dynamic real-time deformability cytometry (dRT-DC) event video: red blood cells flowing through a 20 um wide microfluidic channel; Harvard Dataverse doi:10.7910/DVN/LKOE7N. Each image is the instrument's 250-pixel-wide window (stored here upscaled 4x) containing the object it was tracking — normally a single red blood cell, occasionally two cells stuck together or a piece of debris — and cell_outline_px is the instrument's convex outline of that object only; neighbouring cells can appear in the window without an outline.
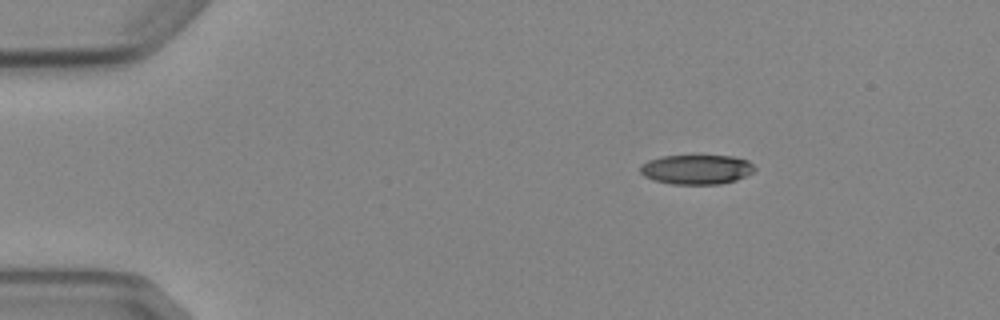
{"species": "Egyptian fruit bat (a non-hibernating species)", "species_latin": "Rousettus aegyptiacus", "temperature_condition": "cold", "stored_images_in_passage": 3, "camera_frame_rate_fps": 3000, "um_per_image_px": 0.085, "animal": {"sex": "female"}, "frame": {"image": 1, "passage_image": 1, "time_ms": 0.0, "image_size_px": [1000, 320], "cell_outline_px": [[756, 168], [752, 172], [736, 180], [720, 184], [672, 184], [656, 180], [644, 176], [640, 172], [640, 168], [648, 160], [664, 156], [732, 156], [748, 160]], "centroid_in_image_um": [59.23, 14.4], "position_along_channel_um": 25.8, "area_um2": 19.48}}
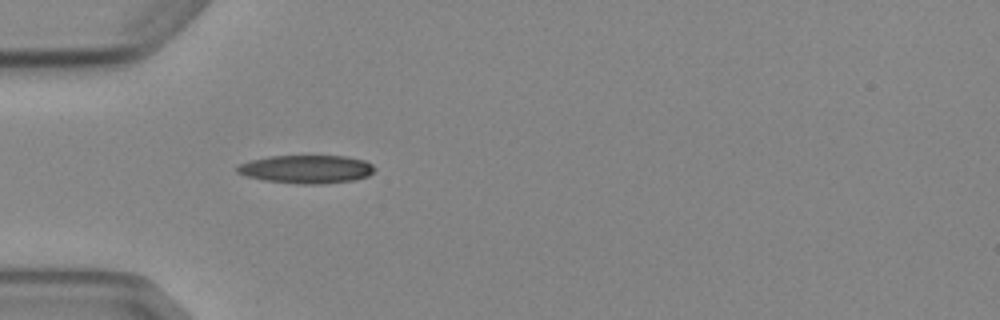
{"frame": {"image": 2, "passage_image": 3, "time_ms": 2.667, "image_size_px": [1000, 320], "cell_outline_px": [[376, 168], [368, 176], [356, 180], [320, 184], [300, 184], [264, 180], [248, 176], [236, 172], [236, 164], [248, 160], [268, 156], [348, 156], [364, 160], [372, 164]], "centroid_in_image_um": [26.03, 14.37], "position_along_channel_um": 59.0, "area_um2": 22.83}}